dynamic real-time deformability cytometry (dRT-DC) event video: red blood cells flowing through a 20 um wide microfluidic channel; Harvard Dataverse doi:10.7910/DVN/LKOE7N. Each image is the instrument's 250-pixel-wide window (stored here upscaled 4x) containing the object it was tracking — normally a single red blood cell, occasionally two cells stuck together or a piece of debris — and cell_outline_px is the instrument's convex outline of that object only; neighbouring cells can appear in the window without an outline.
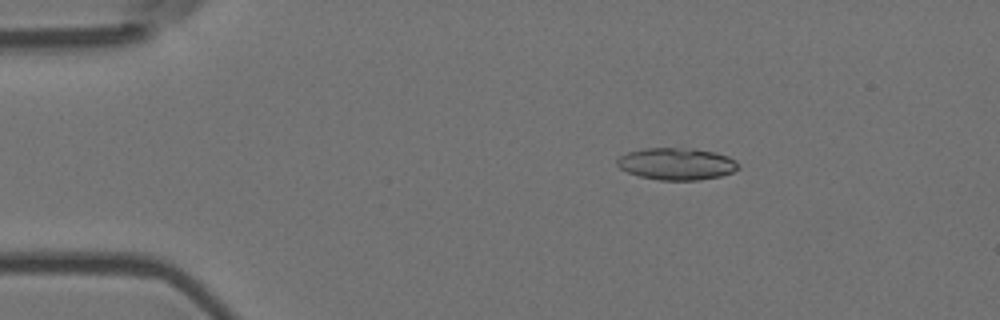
{"species": "Egyptian fruit bat (a non-hibernating species)", "species_latin": "Rousettus aegyptiacus", "temperature_condition": "room temperature", "stored_images_in_passage": 3, "camera_frame_rate_fps": 3000, "um_per_image_px": 0.085, "animal": {"sex": "female"}, "frame": {"image": 1, "passage_image": 2, "time_ms": 0.333, "image_size_px": [1000, 320], "cell_outline_px": [[740, 168], [732, 172], [720, 176], [700, 180], [660, 180], [640, 176], [628, 172], [620, 168], [616, 164], [616, 160], [620, 156], [628, 152], [644, 148], [692, 148], [716, 152], [728, 156], [736, 160], [740, 164]], "centroid_in_image_um": [57.54, 13.92], "position_along_channel_um": 27.5, "area_um2": 22.77}}